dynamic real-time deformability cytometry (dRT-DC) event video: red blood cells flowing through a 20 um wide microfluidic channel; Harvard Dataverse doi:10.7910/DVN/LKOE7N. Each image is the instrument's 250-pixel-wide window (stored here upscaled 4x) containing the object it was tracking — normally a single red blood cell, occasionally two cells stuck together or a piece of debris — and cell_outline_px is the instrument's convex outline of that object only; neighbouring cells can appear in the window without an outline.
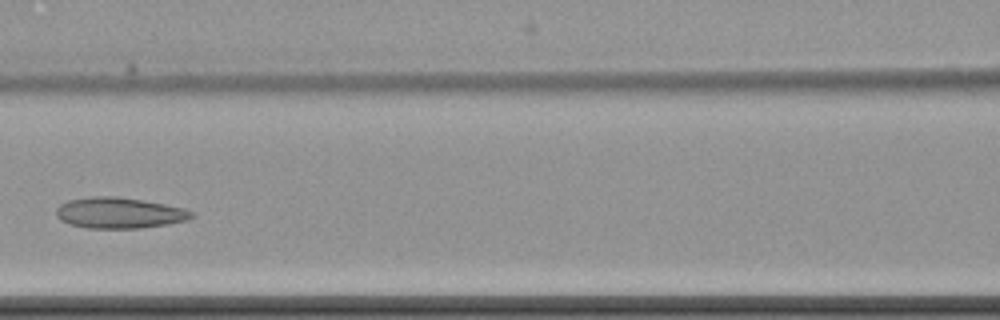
{"species": "common noctule bat (a hibernating species)", "species_latin": "Nyctalus noctula", "temperature_condition": "cold", "stored_images_in_passage": 10, "camera_frame_rate_fps": 3000, "um_per_image_px": 0.085, "animal": {"sex": "female", "body_mass_g": 22.7, "forearm_length_mm": 54.2}, "frame": {"image": 1, "passage_image": 6, "time_ms": 7.0, "image_size_px": [1000, 320], "cell_outline_px": [[196, 216], [188, 220], [168, 224], [140, 228], [88, 228], [72, 224], [60, 220], [56, 216], [56, 208], [60, 204], [68, 200], [92, 196], [116, 196], [144, 200], [184, 208], [192, 212]], "centroid_in_image_um": [10.15, 18.09], "position_along_channel_um": 156.5, "area_um2": 24.45}}
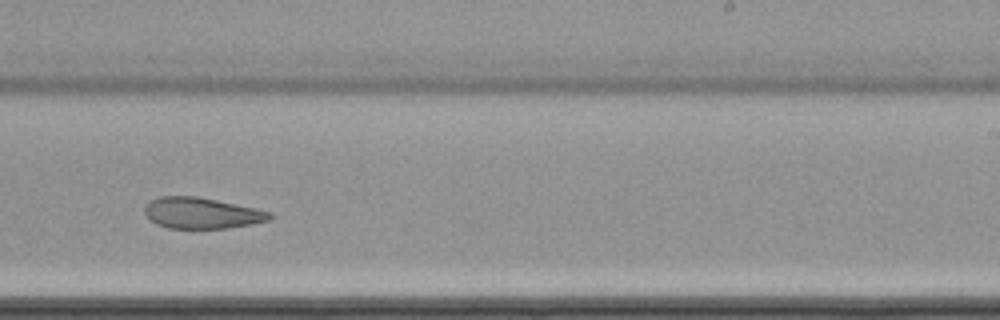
{"frame": {"image": 2, "passage_image": 9, "time_ms": 10.333, "image_size_px": [1000, 320], "cell_outline_px": [[276, 216], [272, 220], [228, 228], [168, 228], [156, 224], [148, 220], [144, 212], [144, 208], [152, 200], [160, 196], [196, 196], [256, 208], [272, 212]], "centroid_in_image_um": [17.17, 18.12], "position_along_channel_um": 271.8, "area_um2": 22.77}}
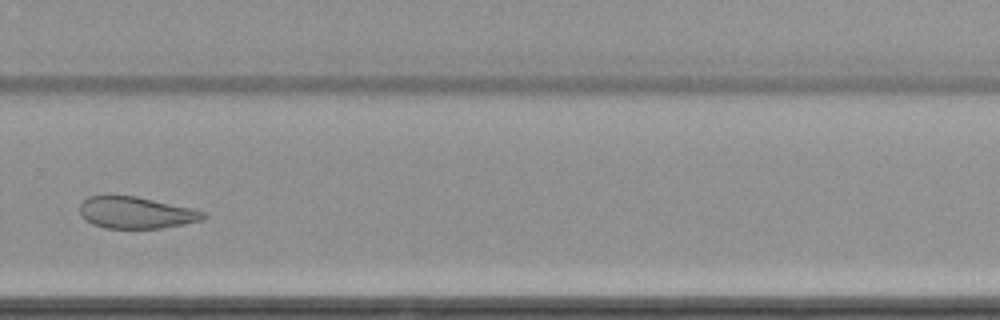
{"frame": {"image": 3, "passage_image": 10, "time_ms": 11.667, "image_size_px": [1000, 320], "cell_outline_px": [[208, 216], [204, 220], [164, 228], [104, 228], [92, 224], [80, 216], [80, 204], [88, 196], [136, 196], [192, 208], [204, 212]], "centroid_in_image_um": [11.58, 18.08], "position_along_channel_um": 318.2, "area_um2": 22.89}}